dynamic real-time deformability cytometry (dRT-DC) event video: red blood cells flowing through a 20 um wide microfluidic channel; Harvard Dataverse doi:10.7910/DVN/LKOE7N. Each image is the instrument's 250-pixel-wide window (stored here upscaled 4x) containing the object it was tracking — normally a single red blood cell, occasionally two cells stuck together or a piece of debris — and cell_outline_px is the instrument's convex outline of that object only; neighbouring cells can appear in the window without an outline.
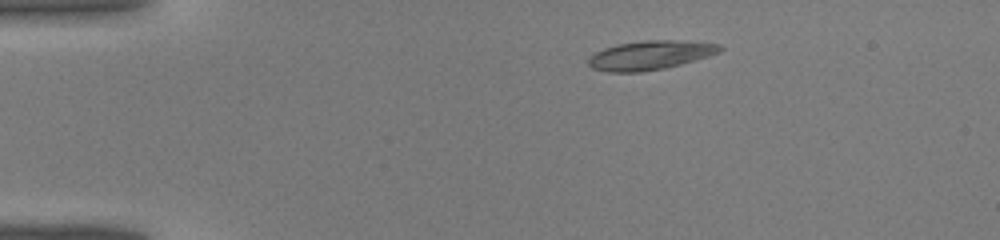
{"species": "common noctule bat (a hibernating species)", "species_latin": "Nyctalus noctula", "temperature_condition": "warm", "stored_images_in_passage": 34, "camera_frame_rate_fps": 3000, "um_per_image_px": 0.085, "animal": {"sex": "male", "body_mass_g": 19.0, "forearm_length_mm": 50.8}, "frame": {"image": 1, "passage_image": 1, "time_ms": 0.0, "image_size_px": [1000, 240], "cell_outline_px": [[724, 48], [720, 52], [708, 56], [680, 64], [664, 68], [640, 72], [608, 72], [592, 68], [588, 64], [588, 60], [596, 52], [604, 48], [620, 44], [644, 40], [676, 40], [720, 44]], "centroid_in_image_um": [55.28, 4.69], "position_along_channel_um": 29.7, "area_um2": 22.02}}
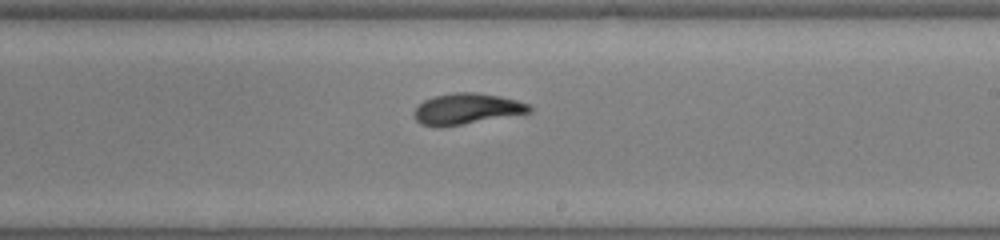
{"frame": {"image": 2, "passage_image": 19, "time_ms": 6.0, "image_size_px": [1000, 240], "cell_outline_px": [[532, 112], [460, 124], [420, 124], [416, 120], [416, 108], [424, 100], [432, 96], [456, 92], [476, 92], [500, 96], [516, 100], [528, 104], [532, 108]], "centroid_in_image_um": [39.73, 9.2], "position_along_channel_um": 249.3, "area_um2": 19.94}}
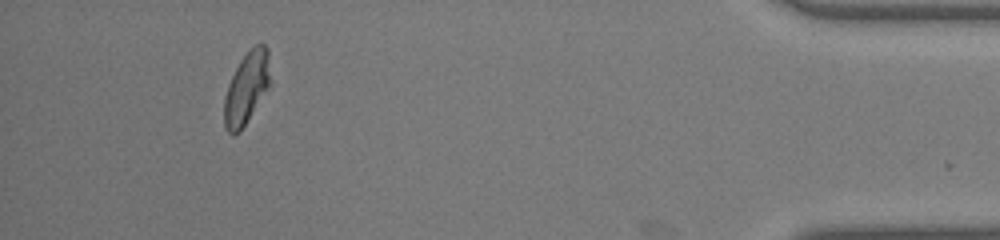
{"frame": {"image": 3, "passage_image": 33, "time_ms": 10.667, "image_size_px": [1000, 240], "cell_outline_px": [[272, 84], [240, 132], [232, 136], [224, 128], [224, 96], [228, 84], [240, 60], [256, 44], [264, 44], [268, 48]], "centroid_in_image_um": [20.98, 7.51], "position_along_channel_um": 414.2, "area_um2": 19.71}}